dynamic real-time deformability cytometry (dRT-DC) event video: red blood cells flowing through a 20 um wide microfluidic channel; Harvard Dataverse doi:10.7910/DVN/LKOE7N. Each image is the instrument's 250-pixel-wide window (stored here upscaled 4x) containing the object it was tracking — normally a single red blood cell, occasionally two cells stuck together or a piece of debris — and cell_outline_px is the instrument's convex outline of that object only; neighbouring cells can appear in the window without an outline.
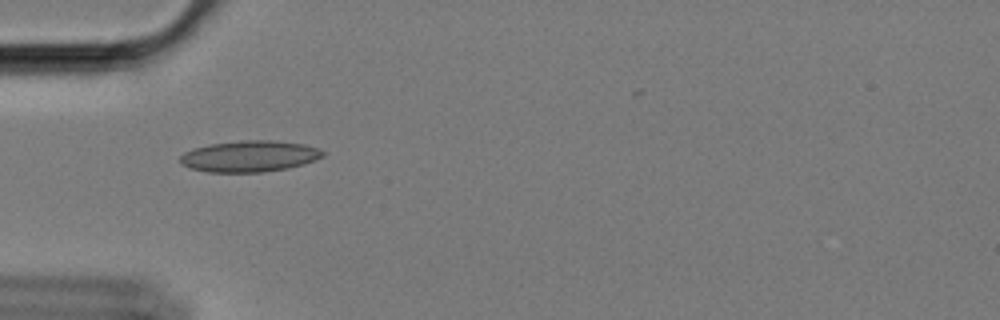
{"species": "Egyptian fruit bat (a non-hibernating species)", "species_latin": "Rousettus aegyptiacus", "temperature_condition": "cold", "stored_images_in_passage": 59, "camera_frame_rate_fps": 3000, "um_per_image_px": 0.085, "animal": {"sex": "female"}, "frame": {"image": 1, "passage_image": 19, "time_ms": 6.0, "image_size_px": [1000, 320], "cell_outline_px": [[324, 156], [304, 164], [288, 168], [264, 172], [208, 172], [188, 168], [180, 164], [180, 156], [184, 152], [192, 148], [208, 144], [240, 140], [272, 140], [304, 144], [316, 148], [324, 152]], "centroid_in_image_um": [21.16, 13.28], "position_along_channel_um": 63.8, "area_um2": 26.18}}
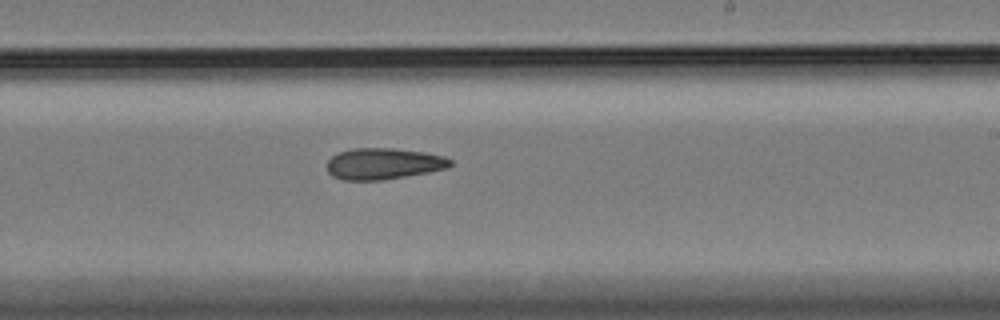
{"frame": {"image": 2, "passage_image": 36, "time_ms": 11.667, "image_size_px": [1000, 320], "cell_outline_px": [[452, 164], [448, 168], [428, 172], [384, 180], [344, 180], [332, 176], [328, 172], [328, 160], [336, 152], [352, 148], [396, 148], [424, 152], [444, 156], [452, 160]], "centroid_in_image_um": [32.59, 13.91], "position_along_channel_um": 256.4, "area_um2": 22.66}}
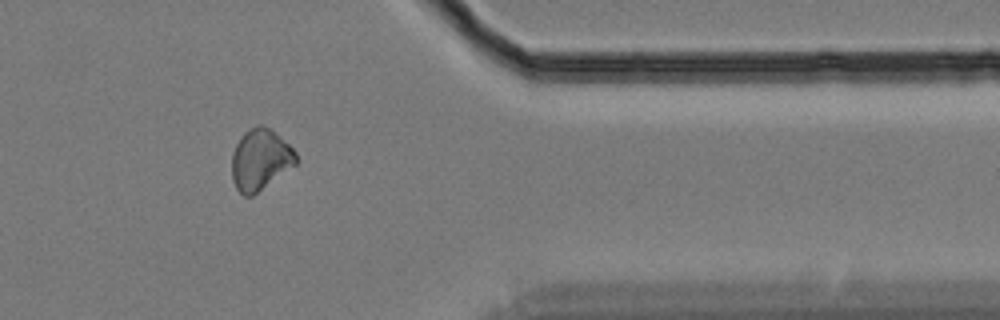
{"frame": {"image": 3, "passage_image": 49, "time_ms": 16.0, "image_size_px": [1000, 320], "cell_outline_px": [[296, 164], [252, 196], [244, 196], [236, 188], [232, 180], [232, 152], [240, 136], [244, 132], [256, 124], [260, 124], [272, 128], [296, 152]], "centroid_in_image_um": [22.1, 13.54], "position_along_channel_um": 389.3, "area_um2": 22.89}}